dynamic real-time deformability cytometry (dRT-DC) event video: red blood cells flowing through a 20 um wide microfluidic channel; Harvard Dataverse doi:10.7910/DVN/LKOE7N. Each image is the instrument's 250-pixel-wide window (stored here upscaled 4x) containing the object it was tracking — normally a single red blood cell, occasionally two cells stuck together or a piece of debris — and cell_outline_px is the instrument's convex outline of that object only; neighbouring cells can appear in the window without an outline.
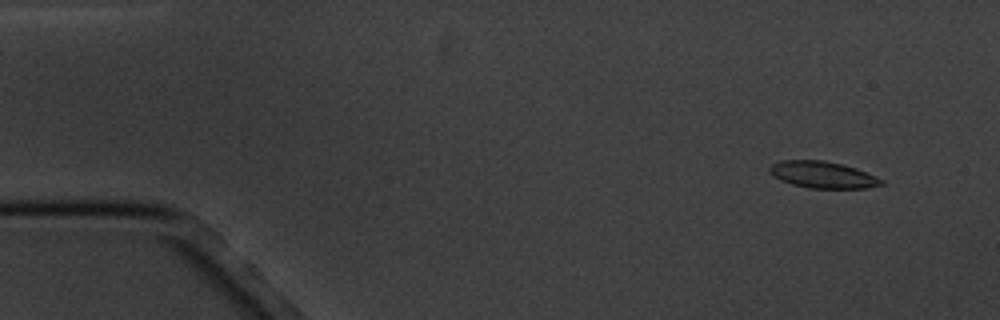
{"species": "common noctule bat (a hibernating species)", "species_latin": "Nyctalus noctula", "temperature_condition": "cold", "stored_images_in_passage": 7, "camera_frame_rate_fps": 3000, "um_per_image_px": 0.085, "animal": {"sex": "male", "body_mass_g": 20.1, "forearm_length_mm": 53.5}, "frame": {"image": 1, "passage_image": 2, "time_ms": 1.0, "image_size_px": [1000, 320], "cell_outline_px": [[884, 184], [864, 188], [808, 188], [792, 184], [780, 180], [768, 172], [768, 168], [772, 164], [780, 160], [824, 160], [844, 164], [856, 168], [884, 180]], "centroid_in_image_um": [69.9, 14.84], "position_along_channel_um": 15.1, "area_um2": 17.46}}
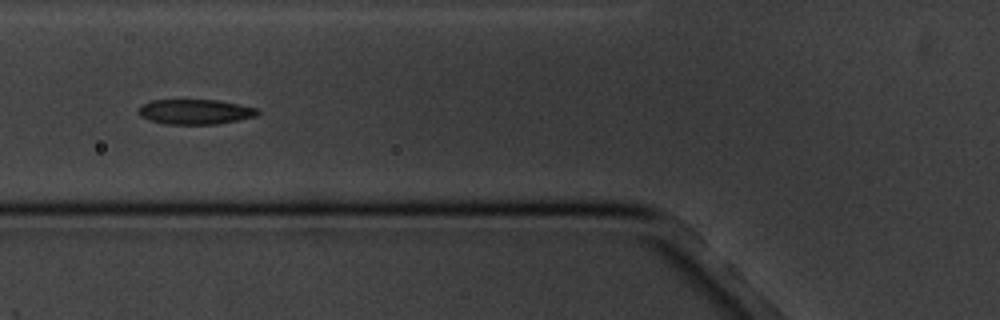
{"frame": {"image": 2, "passage_image": 6, "time_ms": 6.667, "image_size_px": [1000, 320], "cell_outline_px": [[260, 112], [256, 116], [216, 124], [164, 124], [148, 120], [140, 116], [136, 112], [136, 108], [140, 104], [152, 100], [216, 100], [240, 104], [256, 108]], "centroid_in_image_um": [16.5, 9.5], "position_along_channel_um": 109.3, "area_um2": 17.51}}
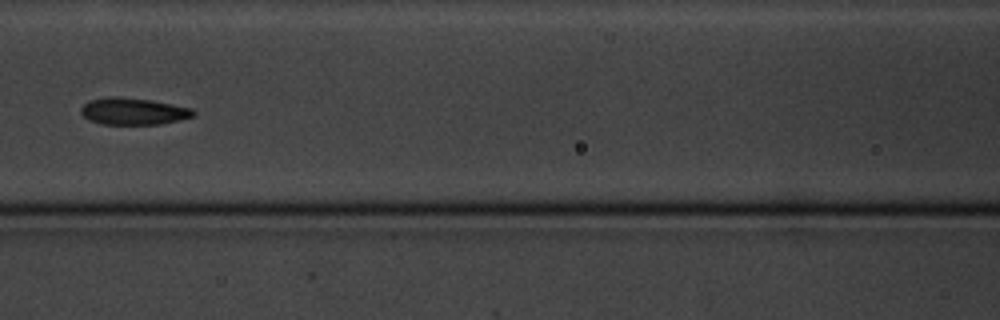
{"frame": {"image": 3, "passage_image": 7, "time_ms": 8.0, "image_size_px": [1000, 320], "cell_outline_px": [[196, 112], [192, 116], [180, 120], [160, 124], [104, 124], [92, 120], [84, 116], [80, 112], [80, 108], [88, 100], [108, 96], [116, 96], [152, 100], [192, 108]], "centroid_in_image_um": [11.33, 9.44], "position_along_channel_um": 155.3, "area_um2": 17.57}}